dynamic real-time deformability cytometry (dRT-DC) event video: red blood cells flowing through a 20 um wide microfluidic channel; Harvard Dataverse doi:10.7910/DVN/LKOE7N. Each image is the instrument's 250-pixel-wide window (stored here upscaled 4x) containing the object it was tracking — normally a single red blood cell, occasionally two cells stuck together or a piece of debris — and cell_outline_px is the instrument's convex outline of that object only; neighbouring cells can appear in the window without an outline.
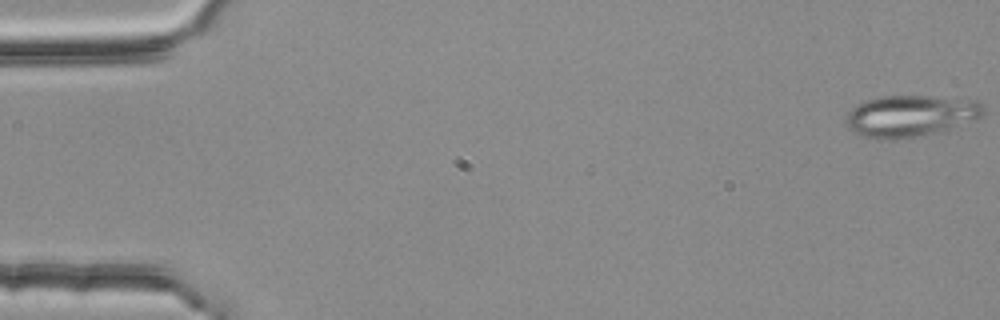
{"species": "common noctule bat (a hibernating species)", "species_latin": "Nyctalus noctula", "temperature_condition": "room temperature", "stored_images_in_passage": 4, "camera_frame_rate_fps": 3000, "um_per_image_px": 0.085, "animal": {"sex": "female", "body_mass_g": 25.1}, "frame": {"image": 1, "passage_image": 1, "time_ms": 0.0, "image_size_px": [1000, 320], "cell_outline_px": [[984, 112], [980, 116], [940, 132], [892, 140], [876, 140], [864, 136], [848, 128], [844, 116], [856, 104], [880, 96], [928, 96], [976, 100], [984, 108]], "centroid_in_image_um": [77.32, 9.85], "position_along_channel_um": 7.7, "area_um2": 33.06}}